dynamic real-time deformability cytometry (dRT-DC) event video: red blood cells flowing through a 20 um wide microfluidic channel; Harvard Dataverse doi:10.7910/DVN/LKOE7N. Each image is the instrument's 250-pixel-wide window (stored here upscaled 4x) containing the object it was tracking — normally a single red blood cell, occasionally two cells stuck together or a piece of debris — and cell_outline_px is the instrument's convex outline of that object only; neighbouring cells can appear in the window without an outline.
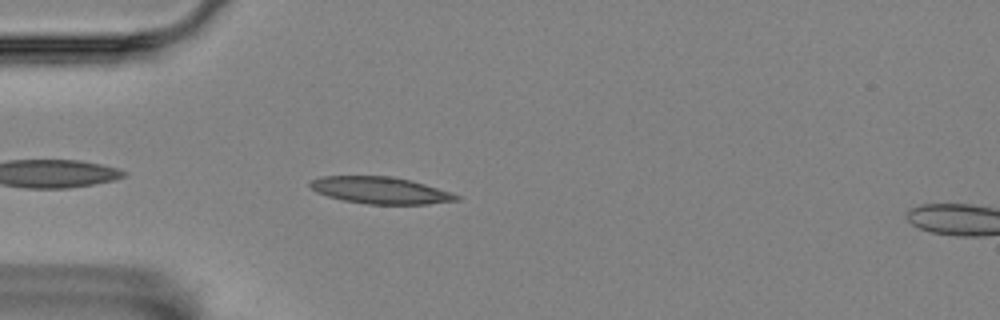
{"species": "Egyptian fruit bat (a non-hibernating species)", "species_latin": "Rousettus aegyptiacus", "temperature_condition": "room temperature", "stored_images_in_passage": 43, "camera_frame_rate_fps": 3000, "um_per_image_px": 0.085, "animal": {"sex": "female"}, "frame": {"image": 1, "passage_image": 3, "time_ms": 0.667, "image_size_px": [1000, 320], "cell_outline_px": [[460, 200], [428, 204], [368, 204], [344, 200], [328, 196], [316, 192], [308, 184], [308, 180], [320, 176], [392, 176], [412, 180], [452, 192], [460, 196]], "centroid_in_image_um": [32.33, 16.17], "position_along_channel_um": 52.7, "area_um2": 23.06}}
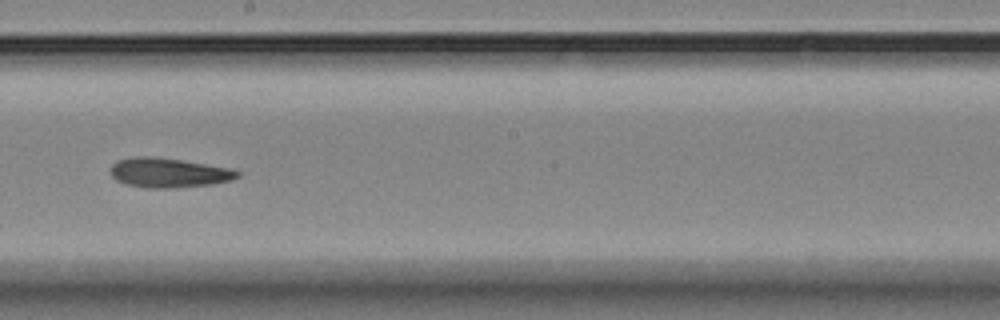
{"frame": {"image": 2, "passage_image": 19, "time_ms": 6.0, "image_size_px": [1000, 320], "cell_outline_px": [[240, 176], [232, 180], [212, 184], [176, 188], [148, 188], [128, 184], [116, 180], [108, 172], [112, 164], [116, 160], [132, 156], [152, 156], [184, 160], [232, 168], [240, 172]], "centroid_in_image_um": [14.33, 14.67], "position_along_channel_um": 233.9, "area_um2": 22.25}}
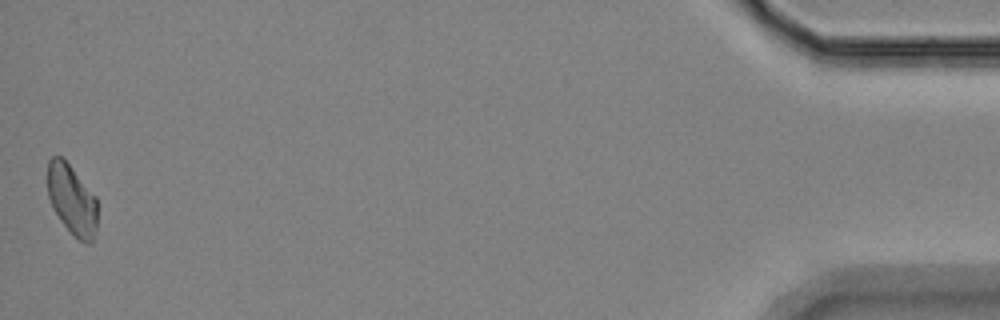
{"frame": {"image": 3, "passage_image": 43, "time_ms": 14.0, "image_size_px": [1000, 320], "cell_outline_px": [[96, 228], [92, 244], [88, 244], [80, 240], [60, 220], [52, 208], [48, 196], [48, 160], [52, 156], [60, 156], [72, 168], [96, 196]], "centroid_in_image_um": [6.11, 16.97], "position_along_channel_um": 429.1, "area_um2": 20.11}, "authors_computed_cell_mechanics": {"area_um2": 21.5016, "velocity_mm_per_s": 3.549, "shape_relaxation_time_tau1_ms": 9.6356, "shape_relaxation_time_tau2_ms": 3.1377, "deformation_change_tau1": 0.1948, "deformation_change_tau2": 0.1031}}